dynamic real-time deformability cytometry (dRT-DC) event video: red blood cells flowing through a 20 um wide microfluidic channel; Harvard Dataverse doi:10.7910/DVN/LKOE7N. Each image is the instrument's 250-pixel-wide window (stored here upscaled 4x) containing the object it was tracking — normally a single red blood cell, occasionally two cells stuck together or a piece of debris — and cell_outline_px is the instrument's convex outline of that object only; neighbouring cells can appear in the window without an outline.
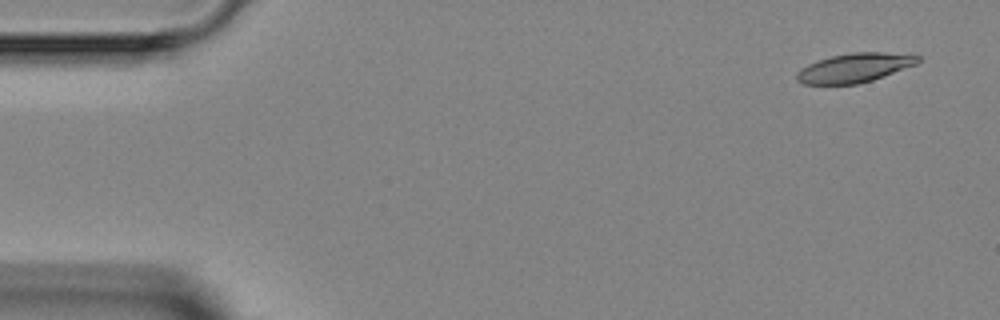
{"species": "Egyptian fruit bat (a non-hibernating species)", "species_latin": "Rousettus aegyptiacus", "temperature_condition": "room temperature", "stored_images_in_passage": 5, "segment_of_instrument_passage": [2, 2], "camera_frame_rate_fps": 3000, "um_per_image_px": 0.085, "animal": {"sex": "female"}, "frame": {"image": 1, "passage_image": 5, "time_ms": 5.333, "image_size_px": [1000, 320], "cell_outline_px": [[920, 60], [916, 64], [884, 76], [872, 80], [856, 84], [804, 84], [796, 80], [796, 72], [800, 68], [808, 64], [832, 56], [852, 52], [884, 52], [920, 56]], "centroid_in_image_um": [72.61, 5.76], "position_along_channel_um": 12.4, "area_um2": 20.4}}